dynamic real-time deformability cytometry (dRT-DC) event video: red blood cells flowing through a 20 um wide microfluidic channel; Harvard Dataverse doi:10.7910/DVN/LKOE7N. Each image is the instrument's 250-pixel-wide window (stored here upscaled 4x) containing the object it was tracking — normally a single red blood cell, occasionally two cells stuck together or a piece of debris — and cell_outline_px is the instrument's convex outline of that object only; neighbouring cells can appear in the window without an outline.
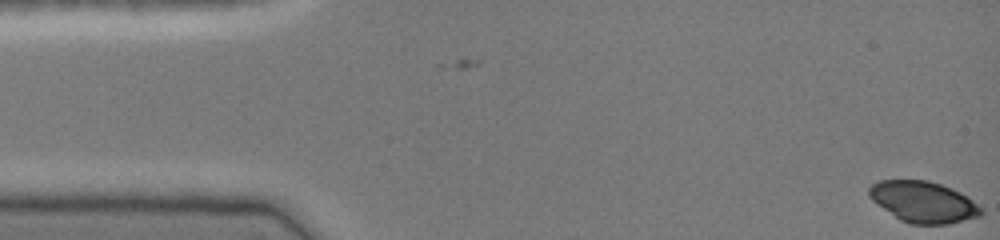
{"species": "common noctule bat (a hibernating species)", "species_latin": "Nyctalus noctula", "temperature_condition": "cold", "stored_images_in_passage": 3, "camera_frame_rate_fps": 3000, "um_per_image_px": 0.085, "animal": {"sex": "female", "body_mass_g": 19.0, "forearm_length_mm": 51.5}, "frame": {"image": 1, "passage_image": 3, "time_ms": 0.667, "image_size_px": [1000, 240], "cell_outline_px": [[984, 212], [980, 216], [948, 224], [912, 224], [900, 220], [872, 200], [868, 196], [868, 188], [872, 184], [880, 180], [928, 180], [940, 184], [960, 192], [984, 208]], "centroid_in_image_um": [78.49, 17.16], "position_along_channel_um": 6.5, "area_um2": 26.82}}